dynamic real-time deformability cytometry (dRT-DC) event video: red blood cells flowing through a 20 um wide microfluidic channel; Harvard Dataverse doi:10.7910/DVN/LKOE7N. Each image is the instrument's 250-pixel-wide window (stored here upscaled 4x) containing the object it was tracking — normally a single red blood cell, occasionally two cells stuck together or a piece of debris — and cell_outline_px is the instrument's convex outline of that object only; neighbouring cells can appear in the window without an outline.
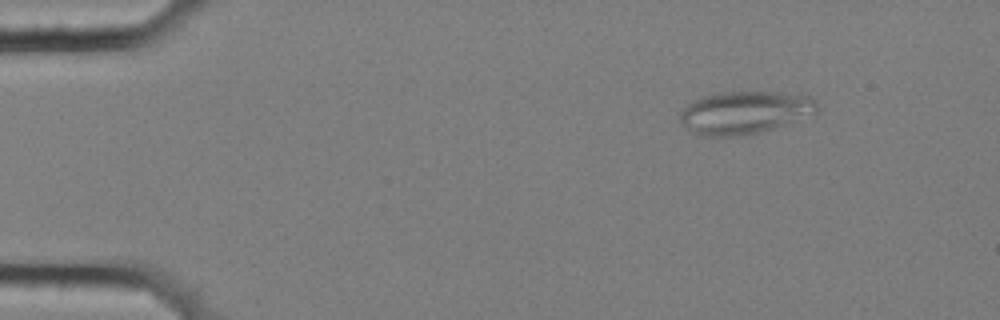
{"species": "common noctule bat (a hibernating species)", "species_latin": "Nyctalus noctula", "temperature_condition": "cold", "stored_images_in_passage": 53, "segment_of_instrument_passage": [1, 2], "camera_frame_rate_fps": 3000, "um_per_image_px": 0.085, "animal": {"sex": "female", "body_mass_g": 25.1}, "frame": {"image": 1, "passage_image": 3, "time_ms": 0.667, "image_size_px": [1000, 320], "cell_outline_px": [[816, 112], [784, 124], [772, 128], [756, 132], [736, 136], [700, 136], [688, 132], [680, 120], [680, 112], [688, 104], [700, 96], [716, 92], [776, 92], [812, 96], [816, 100]], "centroid_in_image_um": [63.21, 9.55], "position_along_channel_um": 21.8, "area_um2": 33.93}}